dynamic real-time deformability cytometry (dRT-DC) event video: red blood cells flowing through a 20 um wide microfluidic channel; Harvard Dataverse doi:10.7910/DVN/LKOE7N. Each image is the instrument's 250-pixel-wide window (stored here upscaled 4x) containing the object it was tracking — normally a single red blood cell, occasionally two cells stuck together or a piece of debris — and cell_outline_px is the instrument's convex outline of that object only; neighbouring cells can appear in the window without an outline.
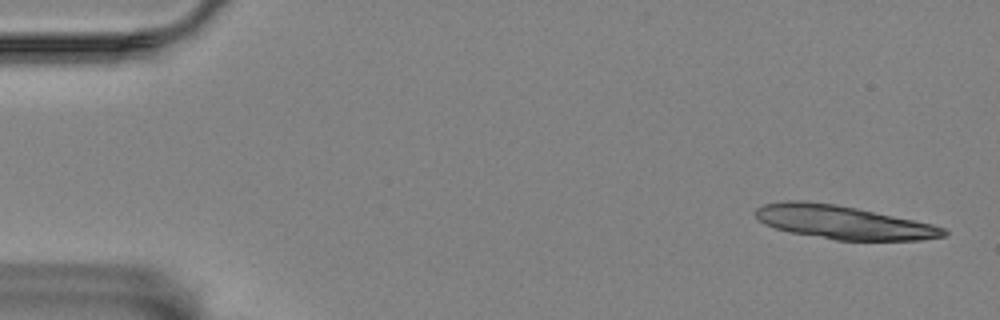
{"species": "Egyptian fruit bat (a non-hibernating species)", "species_latin": "Rousettus aegyptiacus", "temperature_condition": "room temperature", "stored_images_in_passage": 14, "camera_frame_rate_fps": 3000, "um_per_image_px": 0.085, "animal": {"sex": "female"}, "frame": {"image": 1, "passage_image": 2, "time_ms": 0.333, "image_size_px": [1000, 320], "cell_outline_px": [[948, 232], [944, 236], [920, 240], [836, 240], [792, 232], [776, 228], [764, 224], [756, 216], [756, 208], [764, 204], [784, 200], [800, 200], [836, 204], [856, 208], [932, 224], [944, 228]], "centroid_in_image_um": [71.65, 18.89], "position_along_channel_um": 13.3, "area_um2": 36.24}}